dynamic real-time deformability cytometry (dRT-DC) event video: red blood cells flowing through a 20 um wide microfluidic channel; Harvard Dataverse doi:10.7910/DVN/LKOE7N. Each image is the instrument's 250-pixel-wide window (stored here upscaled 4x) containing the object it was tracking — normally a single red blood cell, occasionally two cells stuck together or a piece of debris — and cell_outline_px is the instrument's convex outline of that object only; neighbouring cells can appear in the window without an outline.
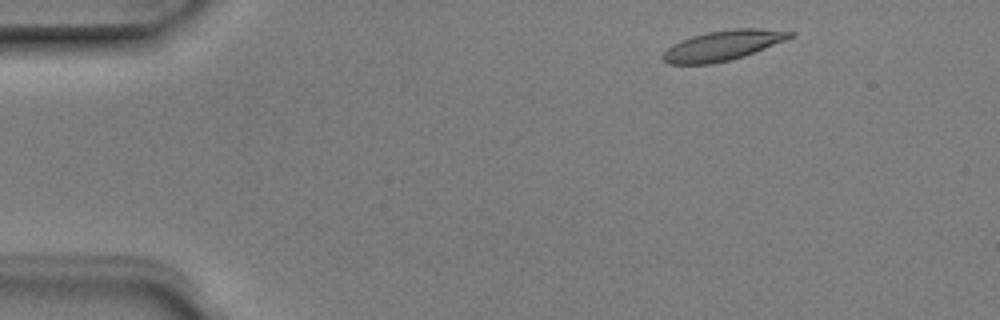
{"species": "Egyptian fruit bat (a non-hibernating species)", "species_latin": "Rousettus aegyptiacus", "temperature_condition": "room temperature", "stored_images_in_passage": 3, "camera_frame_rate_fps": 3000, "um_per_image_px": 0.085, "animal": {"sex": "male"}, "frame": {"image": 1, "passage_image": 1, "time_ms": 0.0, "image_size_px": [1000, 320], "cell_outline_px": [[796, 32], [792, 36], [784, 40], [744, 56], [712, 64], [668, 64], [660, 56], [672, 44], [680, 40], [692, 36], [708, 32], [732, 28], [760, 28]], "centroid_in_image_um": [61.4, 3.86], "position_along_channel_um": 23.6, "area_um2": 22.08}}